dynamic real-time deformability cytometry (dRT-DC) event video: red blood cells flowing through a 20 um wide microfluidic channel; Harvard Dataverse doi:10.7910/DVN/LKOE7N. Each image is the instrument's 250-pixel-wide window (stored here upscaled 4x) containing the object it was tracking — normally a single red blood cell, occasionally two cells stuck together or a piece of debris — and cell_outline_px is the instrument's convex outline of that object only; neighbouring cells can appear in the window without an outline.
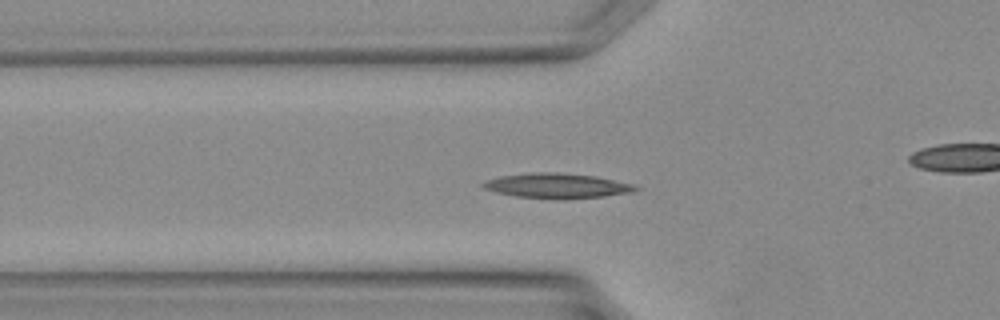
{"species": "Egyptian fruit bat (a non-hibernating species)", "species_latin": "Rousettus aegyptiacus", "temperature_condition": "warm", "stored_images_in_passage": 22, "camera_frame_rate_fps": 3000, "um_per_image_px": 0.085, "animal": {"sex": "female"}, "frame": {"image": 1, "passage_image": 4, "time_ms": 1.0, "image_size_px": [1000, 320], "cell_outline_px": [[640, 188], [632, 192], [604, 196], [564, 200], [516, 196], [496, 192], [484, 188], [480, 184], [484, 180], [500, 176], [532, 172], [556, 172], [596, 176], [632, 184]], "centroid_in_image_um": [47.32, 15.79], "position_along_channel_um": 78.5, "area_um2": 22.25}}
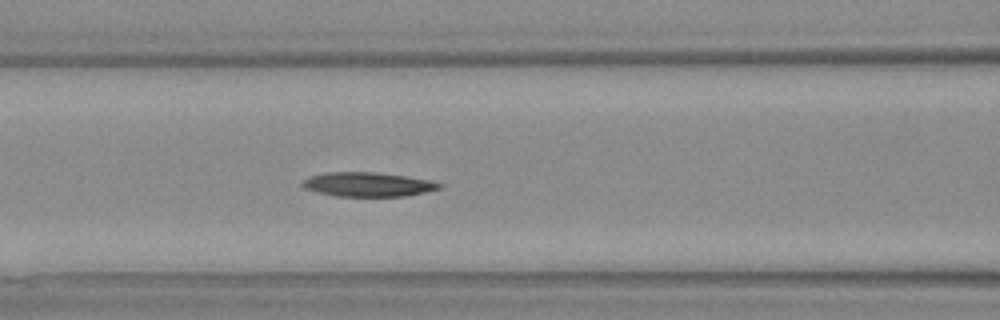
{"frame": {"image": 2, "passage_image": 7, "time_ms": 2.0, "image_size_px": [1000, 320], "cell_outline_px": [[444, 184], [440, 188], [408, 196], [336, 196], [304, 188], [300, 184], [304, 180], [312, 176], [328, 172], [372, 172], [404, 176], [428, 180]], "centroid_in_image_um": [31.28, 15.68], "position_along_channel_um": 135.3, "area_um2": 19.02}}